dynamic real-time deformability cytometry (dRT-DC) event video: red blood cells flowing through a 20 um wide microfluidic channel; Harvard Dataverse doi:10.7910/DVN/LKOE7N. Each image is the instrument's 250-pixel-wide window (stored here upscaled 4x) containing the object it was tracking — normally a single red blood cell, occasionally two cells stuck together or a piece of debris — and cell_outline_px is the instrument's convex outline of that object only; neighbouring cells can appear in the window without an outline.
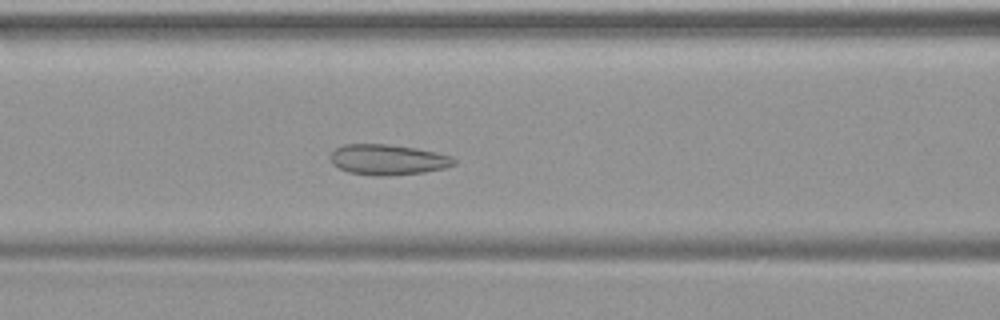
{"species": "common noctule bat (a hibernating species)", "species_latin": "Nyctalus noctula", "temperature_condition": "warm", "stored_images_in_passage": 49, "camera_frame_rate_fps": 3000, "um_per_image_px": 0.085, "animal": {"sex": "female", "body_mass_g": 19.9}, "frame": {"image": 1, "passage_image": 21, "time_ms": 6.667, "image_size_px": [1000, 320], "cell_outline_px": [[456, 164], [444, 168], [424, 172], [384, 176], [380, 176], [348, 172], [332, 164], [332, 152], [336, 148], [344, 144], [388, 144], [416, 148], [436, 152], [452, 156], [456, 160]], "centroid_in_image_um": [33.0, 13.56], "position_along_channel_um": 133.6, "area_um2": 21.85}}
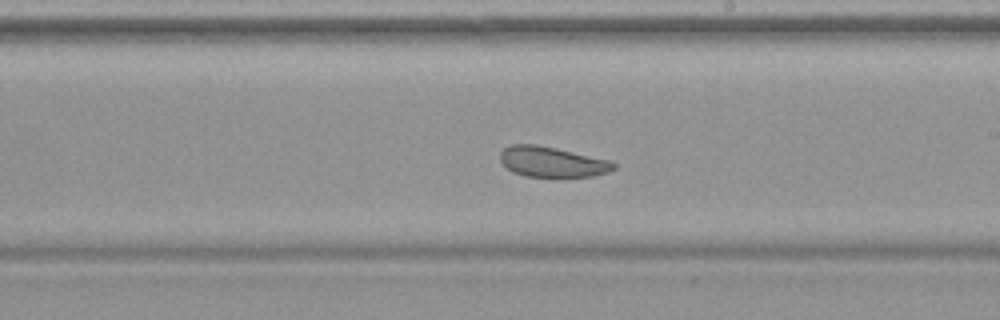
{"frame": {"image": 2, "passage_image": 29, "time_ms": 9.333, "image_size_px": [1000, 320], "cell_outline_px": [[616, 168], [608, 172], [592, 176], [560, 180], [556, 180], [524, 176], [512, 172], [500, 160], [500, 152], [504, 148], [512, 144], [536, 144], [556, 148], [608, 160], [616, 164]], "centroid_in_image_um": [46.93, 13.82], "position_along_channel_um": 242.1, "area_um2": 20.87}}
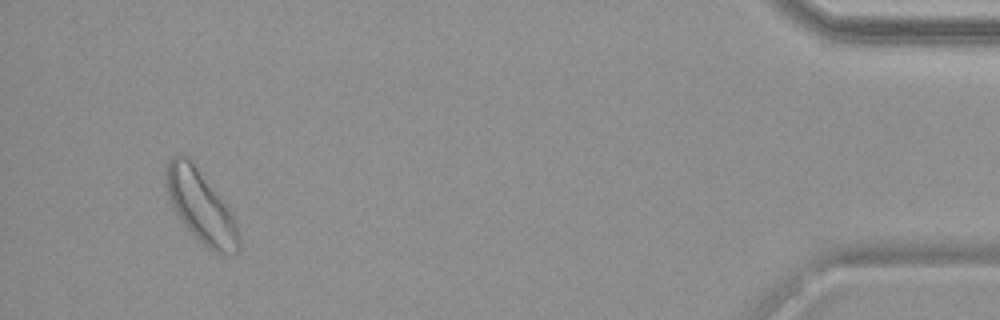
{"frame": {"image": 3, "passage_image": 47, "time_ms": 15.333, "image_size_px": [1000, 320], "cell_outline_px": [[240, 248], [236, 252], [224, 256], [220, 256], [208, 248], [180, 220], [172, 208], [168, 196], [164, 180], [164, 168], [168, 160], [172, 156], [180, 152], [188, 156], [228, 204], [232, 212], [240, 236]], "centroid_in_image_um": [17.06, 17.5], "position_along_channel_um": 418.1, "area_um2": 31.39}}